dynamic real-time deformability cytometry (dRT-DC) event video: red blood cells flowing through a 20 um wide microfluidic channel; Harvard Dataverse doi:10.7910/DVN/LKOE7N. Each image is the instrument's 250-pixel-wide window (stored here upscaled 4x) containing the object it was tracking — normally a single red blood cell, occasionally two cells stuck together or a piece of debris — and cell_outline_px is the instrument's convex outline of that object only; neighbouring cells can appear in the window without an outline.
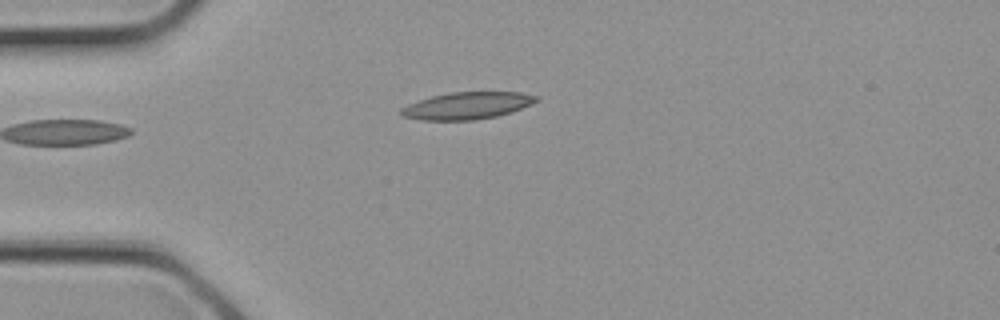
{"species": "common noctule bat (a hibernating species)", "species_latin": "Nyctalus noctula", "temperature_condition": "cold", "stored_images_in_passage": 1, "camera_frame_rate_fps": 3000, "um_per_image_px": 0.085, "animal": {"sex": "female", "body_mass_g": 21.9}, "frame": {"image": 1, "passage_image": 1, "time_ms": 0.0, "image_size_px": [1000, 320], "cell_outline_px": [[540, 100], [532, 104], [512, 112], [496, 116], [472, 120], [420, 120], [404, 116], [400, 112], [400, 108], [408, 104], [432, 96], [448, 92], [520, 92], [540, 96]], "centroid_in_image_um": [39.75, 8.97], "position_along_channel_um": 45.3, "area_um2": 21.39}}